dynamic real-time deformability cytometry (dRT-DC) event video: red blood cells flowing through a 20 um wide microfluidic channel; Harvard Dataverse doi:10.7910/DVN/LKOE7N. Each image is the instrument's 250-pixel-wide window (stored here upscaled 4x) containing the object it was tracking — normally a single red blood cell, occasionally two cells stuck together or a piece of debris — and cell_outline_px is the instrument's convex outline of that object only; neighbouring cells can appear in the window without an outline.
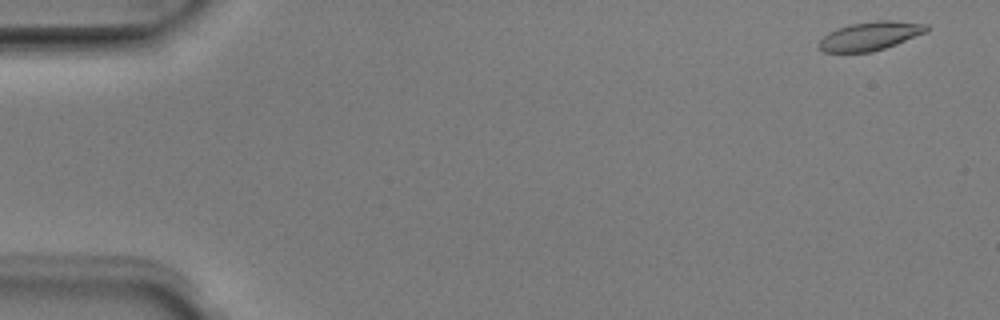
{"species": "Egyptian fruit bat (a non-hibernating species)", "species_latin": "Rousettus aegyptiacus", "temperature_condition": "room temperature", "stored_images_in_passage": 6, "camera_frame_rate_fps": 3000, "um_per_image_px": 0.085, "animal": {"sex": "male"}, "frame": {"image": 1, "passage_image": 1, "time_ms": 0.0, "image_size_px": [1000, 320], "cell_outline_px": [[928, 32], [896, 44], [872, 52], [824, 52], [816, 44], [828, 32], [836, 28], [852, 24], [876, 20], [892, 20], [928, 24]], "centroid_in_image_um": [73.97, 3.05], "position_along_channel_um": 11.0, "area_um2": 18.03}}
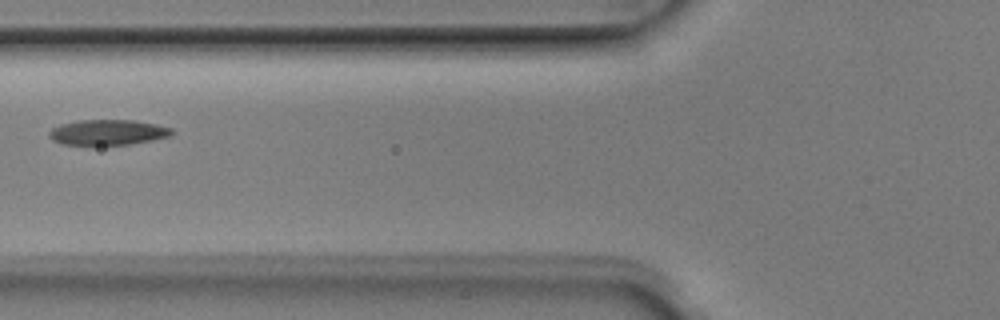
{"frame": {"image": 2, "passage_image": 5, "time_ms": 1.333, "image_size_px": [1000, 320], "cell_outline_px": [[172, 136], [152, 140], [128, 144], [88, 148], [60, 144], [52, 140], [48, 136], [48, 132], [52, 128], [60, 124], [80, 120], [132, 120], [156, 124], [172, 128]], "centroid_in_image_um": [9.08, 11.3], "position_along_channel_um": 116.7, "area_um2": 19.02}}
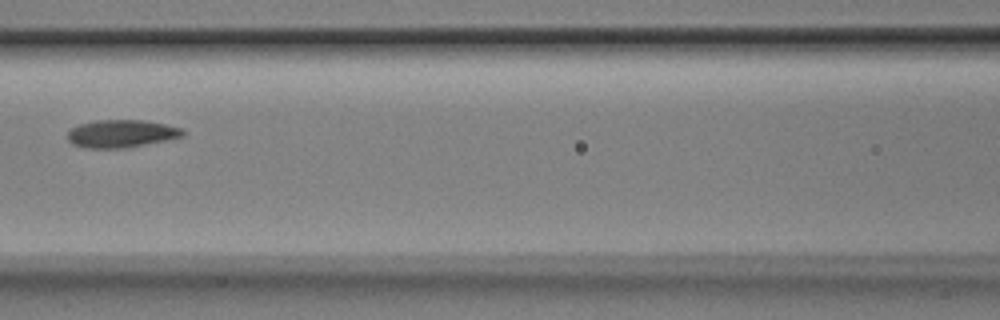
{"frame": {"image": 3, "passage_image": 6, "time_ms": 1.667, "image_size_px": [1000, 320], "cell_outline_px": [[184, 136], [124, 148], [84, 148], [72, 144], [68, 140], [68, 132], [72, 128], [80, 124], [96, 120], [144, 120], [184, 128]], "centroid_in_image_um": [10.3, 11.35], "position_along_channel_um": 156.3, "area_um2": 18.5}}